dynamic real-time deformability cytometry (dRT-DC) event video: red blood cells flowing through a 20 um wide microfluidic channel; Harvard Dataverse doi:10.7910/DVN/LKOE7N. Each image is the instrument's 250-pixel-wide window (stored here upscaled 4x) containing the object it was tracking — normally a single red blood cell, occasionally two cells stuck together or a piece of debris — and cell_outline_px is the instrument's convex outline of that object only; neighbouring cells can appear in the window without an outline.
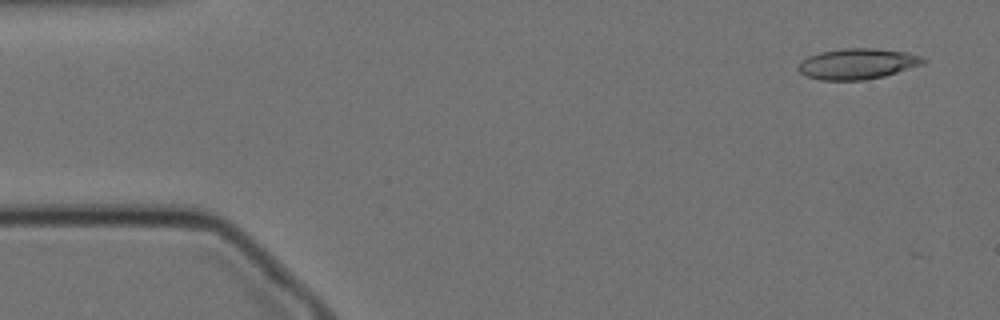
{"species": "Egyptian fruit bat (a non-hibernating species)", "species_latin": "Rousettus aegyptiacus", "temperature_condition": "cold", "stored_images_in_passage": 2, "camera_frame_rate_fps": 3000, "um_per_image_px": 0.085, "animal": {"sex": "female"}, "frame": {"image": 1, "passage_image": 1, "time_ms": 0.0, "image_size_px": [1000, 320], "cell_outline_px": [[928, 60], [924, 64], [884, 76], [864, 80], [820, 80], [804, 76], [796, 68], [800, 60], [808, 56], [820, 52], [844, 48], [872, 48], [904, 52], [920, 56]], "centroid_in_image_um": [72.84, 5.43], "position_along_channel_um": 12.2, "area_um2": 22.48}}